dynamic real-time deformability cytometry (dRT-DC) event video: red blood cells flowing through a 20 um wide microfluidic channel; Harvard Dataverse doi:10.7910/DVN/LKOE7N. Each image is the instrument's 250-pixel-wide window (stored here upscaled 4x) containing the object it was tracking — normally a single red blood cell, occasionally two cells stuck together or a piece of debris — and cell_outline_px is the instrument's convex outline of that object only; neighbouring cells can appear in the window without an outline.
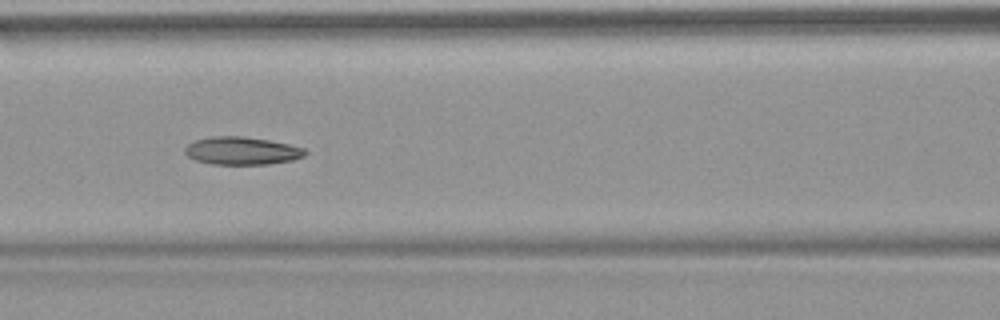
{"species": "common noctule bat (a hibernating species)", "species_latin": "Nyctalus noctula", "temperature_condition": "warm", "stored_images_in_passage": 43, "camera_frame_rate_fps": 3000, "um_per_image_px": 0.085, "animal": {"sex": "female", "body_mass_g": 18.4}, "frame": {"image": 1, "passage_image": 13, "time_ms": 4.0, "image_size_px": [1000, 320], "cell_outline_px": [[308, 152], [304, 156], [292, 160], [268, 164], [212, 164], [196, 160], [188, 156], [184, 152], [184, 148], [188, 144], [196, 140], [212, 136], [244, 136], [268, 140], [288, 144], [304, 148]], "centroid_in_image_um": [20.56, 12.81], "position_along_channel_um": 146.0, "area_um2": 19.42}, "authors_computed_cell_mechanics": {"area_um2": 19.941, "velocity_mm_per_s": 3.8239, "shape_relaxation_time_tau1_ms": null, "shape_relaxation_time_tau2_ms": 3.7489, "deformation_change_tau1": null, "deformation_change_tau2": 0.1058}}